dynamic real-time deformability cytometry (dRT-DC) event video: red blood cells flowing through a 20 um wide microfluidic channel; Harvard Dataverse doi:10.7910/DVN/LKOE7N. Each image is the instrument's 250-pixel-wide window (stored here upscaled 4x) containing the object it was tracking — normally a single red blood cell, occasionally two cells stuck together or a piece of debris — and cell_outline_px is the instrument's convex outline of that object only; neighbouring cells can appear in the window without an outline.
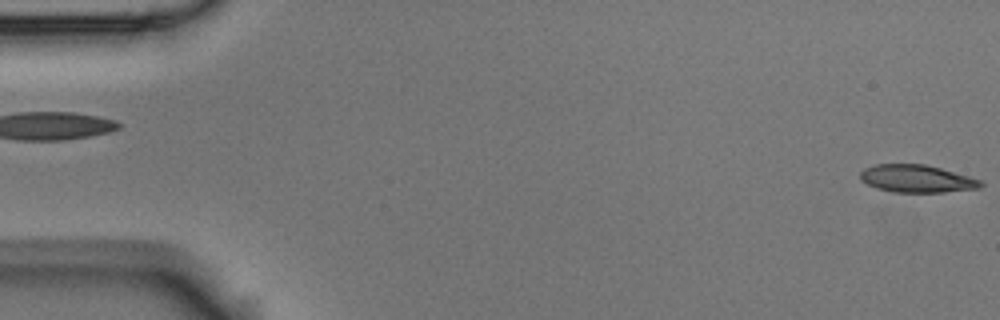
{"species": "Egyptian fruit bat (a non-hibernating species)", "species_latin": "Rousettus aegyptiacus", "temperature_condition": "room temperature", "stored_images_in_passage": 5, "camera_frame_rate_fps": 3000, "um_per_image_px": 0.085, "animal": {"sex": "male"}, "frame": {"image": 1, "passage_image": 5, "time_ms": 1.333, "image_size_px": [1000, 320], "cell_outline_px": [[984, 184], [980, 188], [944, 192], [892, 192], [876, 188], [860, 180], [860, 172], [864, 168], [876, 164], [924, 164], [940, 168], [968, 176], [980, 180]], "centroid_in_image_um": [77.9, 15.19], "position_along_channel_um": 7.1, "area_um2": 19.31}}